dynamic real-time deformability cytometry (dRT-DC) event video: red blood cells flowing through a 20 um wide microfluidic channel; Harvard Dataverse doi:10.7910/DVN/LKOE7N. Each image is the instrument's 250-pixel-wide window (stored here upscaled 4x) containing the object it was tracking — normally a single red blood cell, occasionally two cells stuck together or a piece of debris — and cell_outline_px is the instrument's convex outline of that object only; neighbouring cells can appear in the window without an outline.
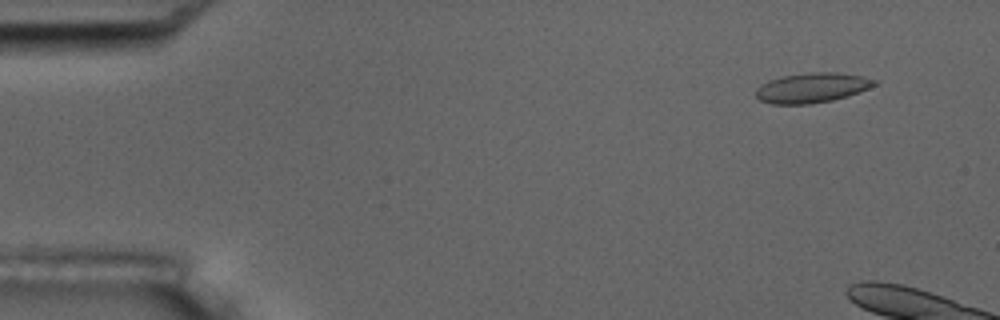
{"species": "common noctule bat (a hibernating species)", "species_latin": "Nyctalus noctula", "temperature_condition": "room temperature", "stored_images_in_passage": 4, "camera_frame_rate_fps": 3000, "um_per_image_px": 0.085, "animal": {"sex": "male", "body_mass_g": 17.5, "forearm_length_mm": 52.3}, "frame": {"image": 1, "passage_image": 2, "time_ms": 1.0, "image_size_px": [1000, 320], "cell_outline_px": [[880, 80], [876, 84], [868, 88], [848, 96], [832, 100], [808, 104], [772, 104], [760, 100], [756, 96], [756, 88], [760, 84], [768, 80], [784, 76], [812, 72], [836, 72], [864, 76]], "centroid_in_image_um": [69.03, 7.45], "position_along_channel_um": 16.0, "area_um2": 20.69}}